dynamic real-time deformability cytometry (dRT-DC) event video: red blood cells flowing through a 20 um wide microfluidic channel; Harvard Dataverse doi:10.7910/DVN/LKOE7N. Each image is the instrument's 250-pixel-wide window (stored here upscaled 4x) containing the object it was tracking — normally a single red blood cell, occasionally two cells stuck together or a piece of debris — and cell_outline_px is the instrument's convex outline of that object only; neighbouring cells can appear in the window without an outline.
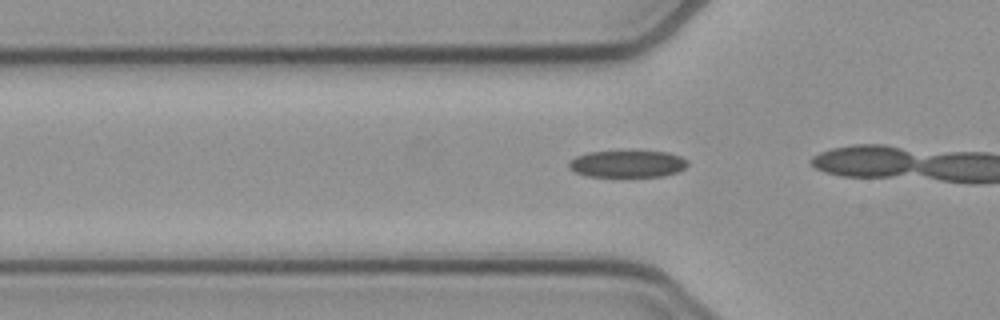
{"species": "common noctule bat (a hibernating species)", "species_latin": "Nyctalus noctula", "temperature_condition": "cold", "stored_images_in_passage": 16, "camera_frame_rate_fps": 3000, "um_per_image_px": 0.085, "animal": {"sex": "female", "body_mass_g": 21.9}, "frame": {"image": 1, "passage_image": 10, "time_ms": 3.0, "image_size_px": [1000, 320], "cell_outline_px": [[688, 164], [684, 168], [676, 172], [664, 176], [584, 176], [568, 168], [568, 164], [576, 156], [588, 152], [668, 152], [680, 156], [688, 160]], "centroid_in_image_um": [53.33, 13.94], "position_along_channel_um": 72.5, "area_um2": 18.38}}